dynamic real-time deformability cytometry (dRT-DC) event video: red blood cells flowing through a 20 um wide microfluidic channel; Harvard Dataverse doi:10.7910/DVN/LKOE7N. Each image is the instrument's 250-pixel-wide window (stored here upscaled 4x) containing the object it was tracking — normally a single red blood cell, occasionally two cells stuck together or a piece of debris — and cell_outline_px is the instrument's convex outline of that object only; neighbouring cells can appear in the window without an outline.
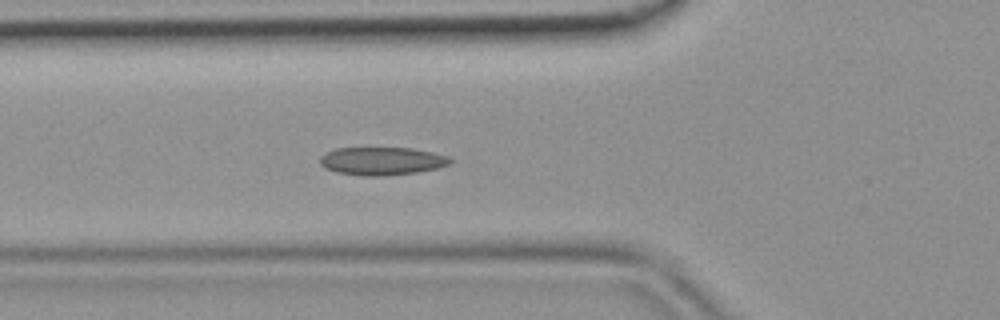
{"species": "common noctule bat (a hibernating species)", "species_latin": "Nyctalus noctula", "temperature_condition": "room temperature", "stored_images_in_passage": 46, "camera_frame_rate_fps": 3000, "um_per_image_px": 0.085, "animal": {"sex": "female", "body_mass_g": 19.9}, "frame": {"image": 1, "passage_image": 16, "time_ms": 5.0, "image_size_px": [1000, 320], "cell_outline_px": [[452, 160], [448, 164], [436, 168], [416, 172], [384, 176], [360, 176], [336, 172], [324, 168], [320, 164], [320, 156], [324, 152], [336, 148], [412, 148], [432, 152], [448, 156]], "centroid_in_image_um": [32.4, 13.69], "position_along_channel_um": 93.4, "area_um2": 21.33}}
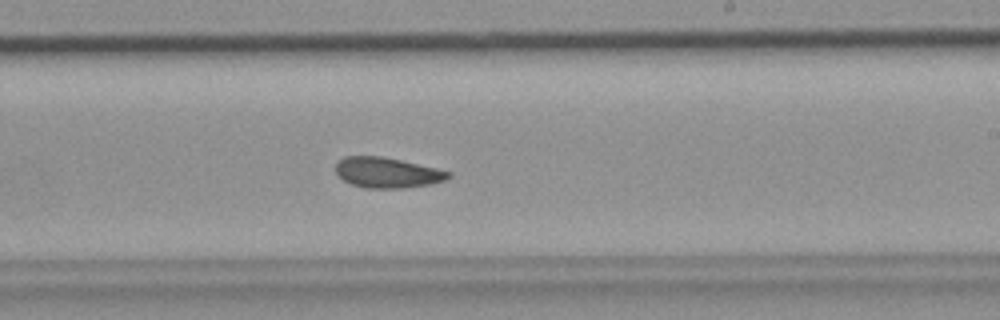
{"frame": {"image": 2, "passage_image": 27, "time_ms": 8.667, "image_size_px": [1000, 320], "cell_outline_px": [[452, 176], [444, 180], [428, 184], [400, 188], [364, 188], [352, 184], [344, 180], [336, 172], [336, 164], [344, 156], [380, 156], [400, 160], [436, 168], [452, 172]], "centroid_in_image_um": [32.91, 14.67], "position_along_channel_um": 256.1, "area_um2": 19.71}}
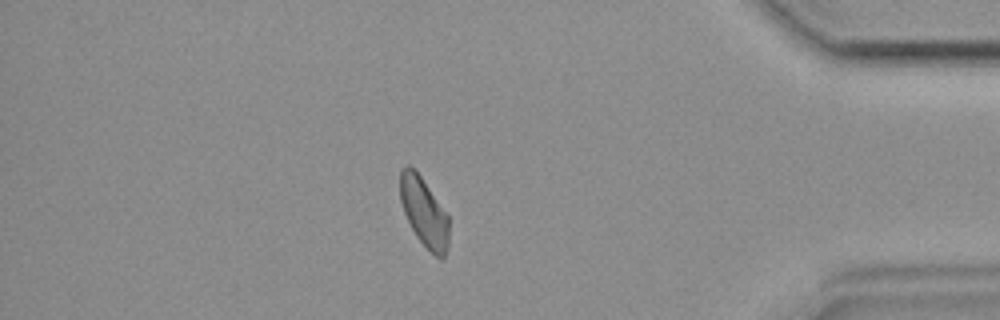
{"frame": {"image": 3, "passage_image": 39, "time_ms": 12.667, "image_size_px": [1000, 320], "cell_outline_px": [[448, 248], [444, 256], [440, 260], [416, 236], [404, 212], [400, 200], [400, 168], [404, 164], [408, 164], [420, 176], [448, 216]], "centroid_in_image_um": [36.02, 18.02], "position_along_channel_um": 399.2, "area_um2": 19.19}}